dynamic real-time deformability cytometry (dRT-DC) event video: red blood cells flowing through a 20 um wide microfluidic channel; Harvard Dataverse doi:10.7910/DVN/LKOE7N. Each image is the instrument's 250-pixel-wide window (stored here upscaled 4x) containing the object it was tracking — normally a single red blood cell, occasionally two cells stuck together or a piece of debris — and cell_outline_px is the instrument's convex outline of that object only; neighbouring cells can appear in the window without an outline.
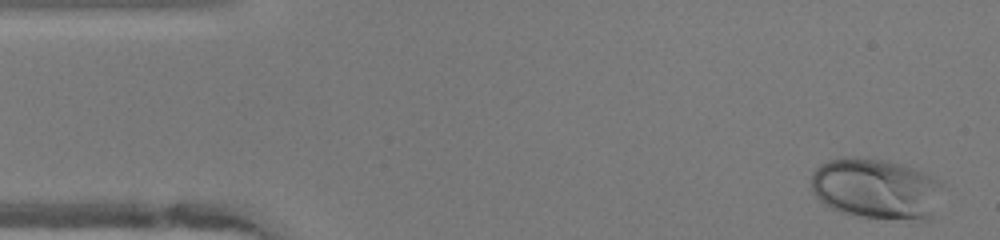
{"species": "human", "species_latin": "Homo sapiens", "temperature_condition": "warm", "stored_images_in_passage": 48, "camera_frame_rate_fps": 3000, "um_per_image_px": 0.085, "donor": {"sex": "female"}, "frame": {"image": 1, "passage_image": 1, "time_ms": 0.0, "image_size_px": [1000, 240], "cell_outline_px": [[940, 184], [932, 212], [928, 220], [920, 220], [860, 216], [840, 212], [824, 204], [816, 196], [812, 188], [812, 172], [820, 164], [828, 160], [840, 156], [844, 156], [888, 160], [912, 168], [932, 176], [940, 180]], "centroid_in_image_um": [74.39, 16.01], "position_along_channel_um": 10.6, "area_um2": 45.89}}
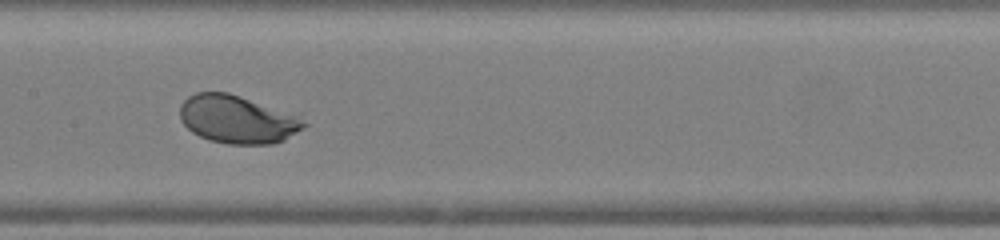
{"frame": {"image": 2, "passage_image": 22, "time_ms": 7.0, "image_size_px": [1000, 240], "cell_outline_px": [[308, 124], [304, 128], [284, 140], [272, 144], [228, 144], [208, 140], [192, 132], [180, 120], [180, 104], [188, 96], [196, 92], [228, 92], [296, 116]], "centroid_in_image_um": [20.12, 10.16], "position_along_channel_um": 187.3, "area_um2": 34.28}}
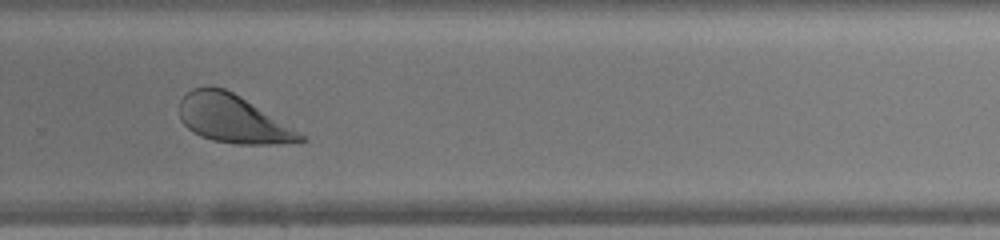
{"frame": {"image": 3, "passage_image": 31, "time_ms": 10.0, "image_size_px": [1000, 240], "cell_outline_px": [[308, 136], [304, 140], [276, 144], [236, 144], [212, 140], [200, 136], [192, 132], [180, 120], [180, 100], [192, 88], [208, 84], [212, 84], [224, 88], [240, 96]], "centroid_in_image_um": [19.76, 10.08], "position_along_channel_um": 310.0, "area_um2": 33.99}, "authors_computed_cell_mechanics": {"area_um2": 38.5526, "velocity_mm_per_s": 4.1036, "shape_relaxation_time_tau1_ms": 1.809, "shape_relaxation_time_tau2_ms": null, "deformation_change_tau1": 0.125, "deformation_change_tau2": null}}